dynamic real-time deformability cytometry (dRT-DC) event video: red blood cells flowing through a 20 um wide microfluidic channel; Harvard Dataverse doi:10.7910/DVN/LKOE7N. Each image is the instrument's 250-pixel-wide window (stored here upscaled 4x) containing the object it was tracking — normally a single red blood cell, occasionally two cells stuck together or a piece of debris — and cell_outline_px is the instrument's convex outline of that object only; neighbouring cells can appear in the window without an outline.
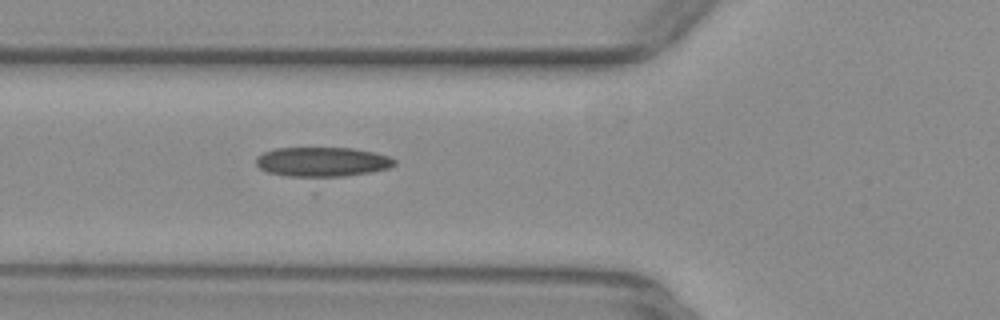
{"species": "common noctule bat (a hibernating species)", "species_latin": "Nyctalus noctula", "temperature_condition": "warm", "stored_images_in_passage": 29, "camera_frame_rate_fps": 3000, "um_per_image_px": 0.085, "animal": {"sex": "female", "body_mass_g": 29.2, "forearm_length_mm": 56.3}, "frame": {"image": 1, "passage_image": 5, "time_ms": 1.333, "image_size_px": [1000, 320], "cell_outline_px": [[396, 164], [388, 168], [316, 192], [268, 172], [260, 168], [256, 164], [256, 156], [264, 152], [276, 148], [352, 148], [372, 152], [388, 156], [396, 160]], "centroid_in_image_um": [27.37, 14.05], "position_along_channel_um": 98.4, "area_um2": 29.19}}
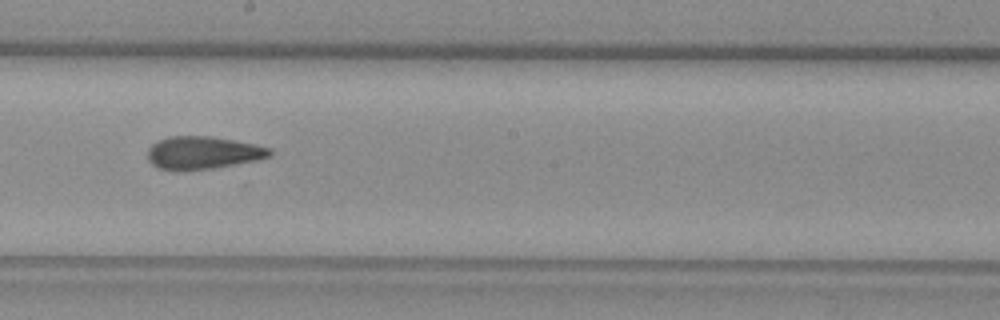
{"frame": {"image": 2, "passage_image": 15, "time_ms": 4.667, "image_size_px": [1000, 320], "cell_outline_px": [[272, 156], [256, 160], [236, 164], [212, 168], [180, 172], [176, 172], [160, 168], [152, 164], [148, 160], [148, 148], [156, 140], [168, 136], [208, 136], [256, 144], [272, 148]], "centroid_in_image_um": [17.22, 12.99], "position_along_channel_um": 231.0, "area_um2": 23.64}}
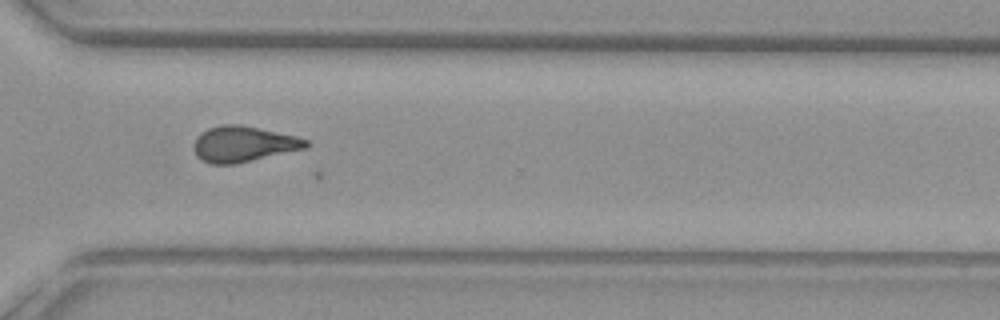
{"frame": {"image": 3, "passage_image": 24, "time_ms": 7.667, "image_size_px": [1000, 320], "cell_outline_px": [[308, 148], [236, 164], [208, 164], [200, 160], [196, 156], [192, 148], [192, 144], [196, 136], [200, 132], [208, 128], [224, 124], [240, 124], [296, 136], [308, 140]], "centroid_in_image_um": [20.64, 12.25], "position_along_channel_um": 350.0, "area_um2": 23.76}}